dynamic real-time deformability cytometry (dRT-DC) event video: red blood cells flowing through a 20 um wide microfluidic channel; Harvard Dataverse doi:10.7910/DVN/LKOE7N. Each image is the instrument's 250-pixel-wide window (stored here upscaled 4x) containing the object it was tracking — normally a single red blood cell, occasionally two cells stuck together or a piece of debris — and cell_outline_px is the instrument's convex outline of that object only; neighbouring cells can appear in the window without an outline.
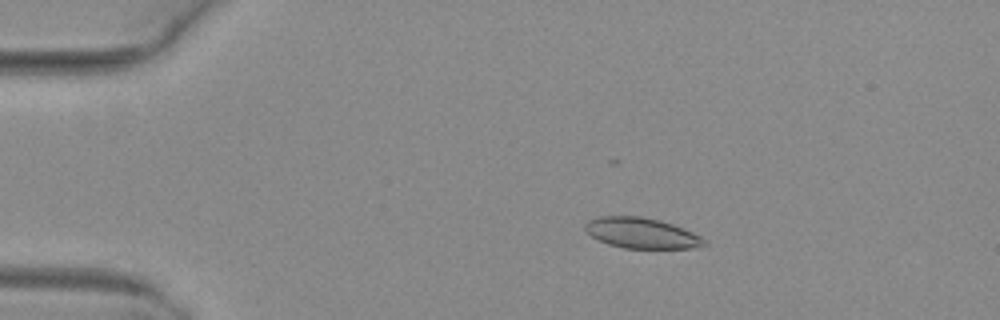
{"species": "common noctule bat (a hibernating species)", "species_latin": "Nyctalus noctula", "temperature_condition": "warm", "stored_images_in_passage": 53, "camera_frame_rate_fps": 3000, "um_per_image_px": 0.085, "animal": {"sex": "female", "body_mass_g": 29.2, "forearm_length_mm": 56.3}, "frame": {"image": 1, "passage_image": 11, "time_ms": 3.333, "image_size_px": [1000, 320], "cell_outline_px": [[708, 244], [692, 248], [624, 248], [608, 244], [592, 236], [584, 228], [584, 224], [588, 220], [600, 216], [640, 216], [660, 220], [684, 228], [708, 240]], "centroid_in_image_um": [54.55, 19.8], "position_along_channel_um": 30.4, "area_um2": 21.21}}
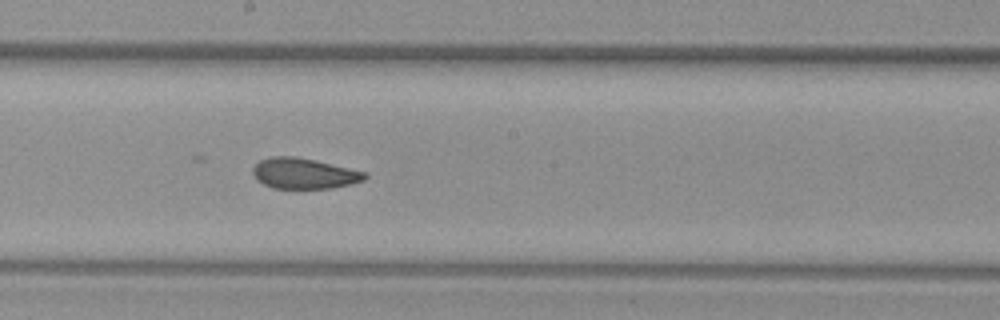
{"frame": {"image": 2, "passage_image": 30, "time_ms": 9.667, "image_size_px": [1000, 320], "cell_outline_px": [[368, 176], [364, 180], [352, 184], [332, 188], [272, 188], [256, 180], [252, 172], [252, 168], [260, 160], [272, 156], [296, 156], [316, 160], [368, 172]], "centroid_in_image_um": [25.86, 14.74], "position_along_channel_um": 222.3, "area_um2": 20.23}}
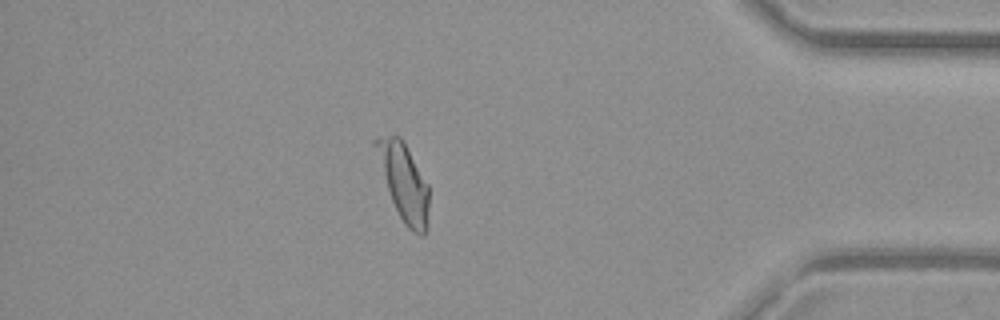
{"frame": {"image": 3, "passage_image": 46, "time_ms": 15.0, "image_size_px": [1000, 320], "cell_outline_px": [[428, 228], [424, 236], [420, 236], [412, 232], [404, 224], [392, 200], [372, 144], [372, 140], [376, 136], [400, 136], [428, 184]], "centroid_in_image_um": [34.32, 15.49], "position_along_channel_um": 400.9, "area_um2": 23.52}, "authors_computed_cell_mechanics": {"area_um2": 21.7328, "velocity_mm_per_s": 4.034, "shape_relaxation_time_tau1_ms": null, "shape_relaxation_time_tau2_ms": 1.7017, "deformation_change_tau1": null, "deformation_change_tau2": 0.0702}}